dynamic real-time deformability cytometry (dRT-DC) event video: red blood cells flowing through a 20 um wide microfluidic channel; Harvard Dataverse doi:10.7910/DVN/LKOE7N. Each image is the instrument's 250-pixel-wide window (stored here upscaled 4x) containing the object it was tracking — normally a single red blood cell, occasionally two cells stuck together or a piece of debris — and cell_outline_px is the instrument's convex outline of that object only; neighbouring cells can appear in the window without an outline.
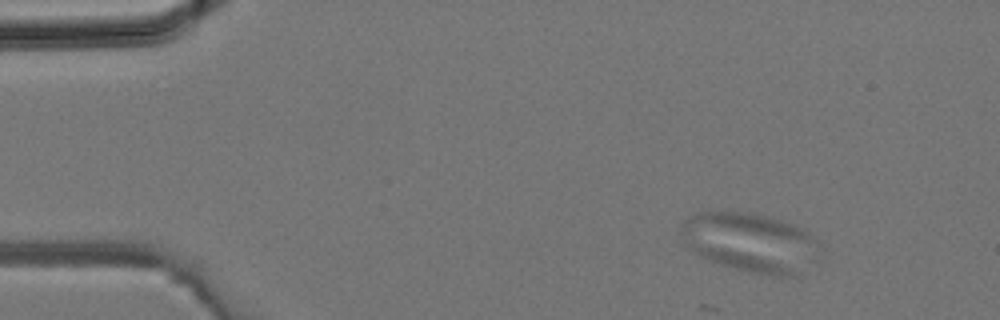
{"species": "common noctule bat (a hibernating species)", "species_latin": "Nyctalus noctula", "temperature_condition": "room temperature", "stored_images_in_passage": 2, "camera_frame_rate_fps": 3000, "um_per_image_px": 0.085, "animal": {"sex": "male", "body_mass_g": 19.2, "forearm_length_mm": 51.8}, "frame": {"image": 1, "passage_image": 1, "time_ms": 0.0, "image_size_px": [1000, 320], "cell_outline_px": [[816, 240], [796, 276], [788, 276], [752, 272], [720, 264], [708, 260], [692, 252], [684, 244], [680, 232], [684, 220], [688, 216], [700, 212], [748, 212], [780, 220], [792, 224], [808, 232]], "centroid_in_image_um": [63.56, 20.55], "position_along_channel_um": 21.4, "area_um2": 45.89}}